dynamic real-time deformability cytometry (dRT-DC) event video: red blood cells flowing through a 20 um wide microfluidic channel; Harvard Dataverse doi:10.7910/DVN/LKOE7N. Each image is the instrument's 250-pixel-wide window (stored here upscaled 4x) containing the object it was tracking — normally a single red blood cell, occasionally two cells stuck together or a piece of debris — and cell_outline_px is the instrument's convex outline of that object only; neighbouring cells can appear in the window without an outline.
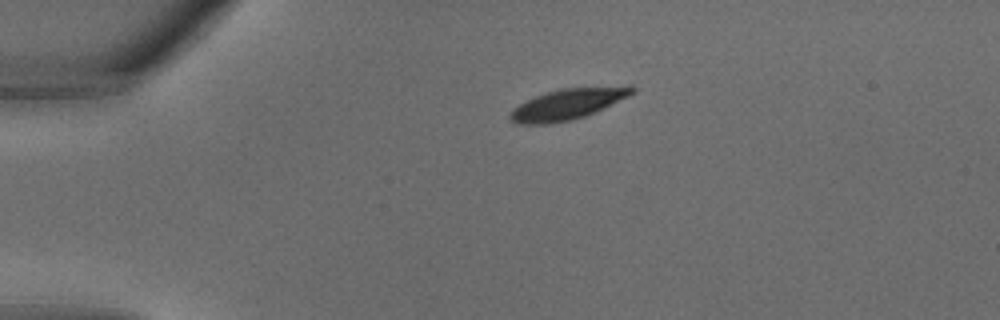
{"species": "common noctule bat (a hibernating species)", "species_latin": "Nyctalus noctula", "temperature_condition": "warm", "stored_images_in_passage": 28, "camera_frame_rate_fps": 3000, "um_per_image_px": 0.085, "animal": {"sex": "male", "body_mass_g": 18.8}, "frame": {"image": 1, "passage_image": 1, "time_ms": 0.0, "image_size_px": [1000, 320], "cell_outline_px": [[636, 92], [628, 96], [584, 116], [572, 120], [552, 124], [516, 124], [508, 120], [508, 116], [512, 108], [544, 92], [560, 88], [628, 84], [632, 84], [636, 88]], "centroid_in_image_um": [48.27, 8.82], "position_along_channel_um": 36.7, "area_um2": 22.37}}
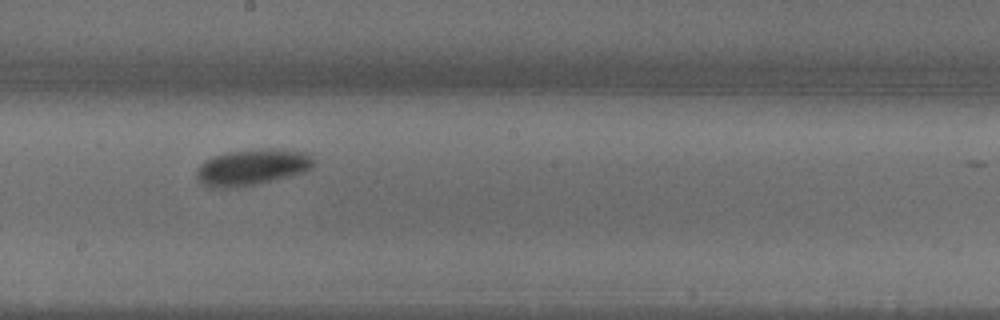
{"frame": {"image": 2, "passage_image": 13, "time_ms": 4.0, "image_size_px": [1000, 320], "cell_outline_px": [[316, 164], [312, 168], [304, 172], [292, 176], [256, 184], [236, 188], [220, 188], [204, 184], [196, 176], [196, 168], [200, 164], [216, 156], [228, 152], [268, 148], [280, 148], [312, 152], [316, 160]], "centroid_in_image_um": [21.57, 14.19], "position_along_channel_um": 226.6, "area_um2": 25.03}}
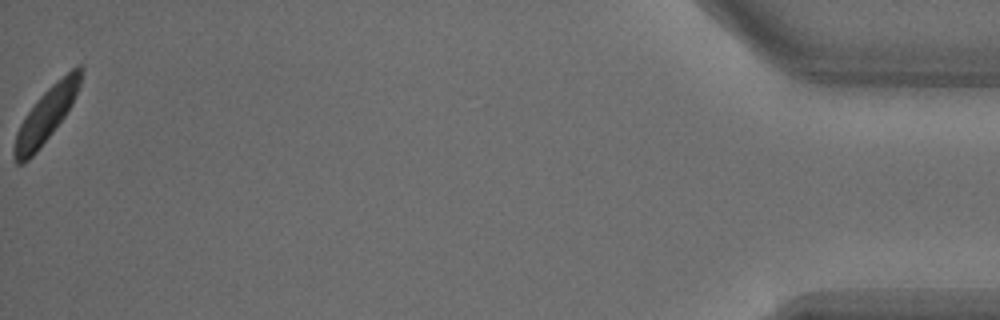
{"frame": {"image": 3, "passage_image": 28, "time_ms": 9.0, "image_size_px": [1000, 320], "cell_outline_px": [[84, 68], [80, 84], [72, 104], [64, 116], [52, 132], [36, 152], [24, 164], [16, 164], [12, 156], [12, 148], [16, 132], [24, 116], [36, 100], [56, 80], [72, 68], [80, 64]], "centroid_in_image_um": [3.89, 9.78], "position_along_channel_um": 431.3, "area_um2": 21.1}}